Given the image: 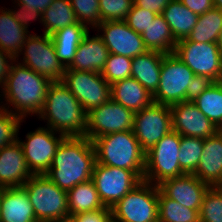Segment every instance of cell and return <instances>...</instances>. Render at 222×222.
I'll list each match as a JSON object with an SVG mask.
<instances>
[{
  "instance_id": "277c9868",
  "label": "cell",
  "mask_w": 222,
  "mask_h": 222,
  "mask_svg": "<svg viewBox=\"0 0 222 222\" xmlns=\"http://www.w3.org/2000/svg\"><path fill=\"white\" fill-rule=\"evenodd\" d=\"M96 162L128 170H145V155L132 130L114 132L92 140Z\"/></svg>"
},
{
  "instance_id": "44dd1931",
  "label": "cell",
  "mask_w": 222,
  "mask_h": 222,
  "mask_svg": "<svg viewBox=\"0 0 222 222\" xmlns=\"http://www.w3.org/2000/svg\"><path fill=\"white\" fill-rule=\"evenodd\" d=\"M89 33L90 31L83 37L72 63L66 69L98 73L103 70L109 50L98 33L92 37Z\"/></svg>"
},
{
  "instance_id": "b9f144b4",
  "label": "cell",
  "mask_w": 222,
  "mask_h": 222,
  "mask_svg": "<svg viewBox=\"0 0 222 222\" xmlns=\"http://www.w3.org/2000/svg\"><path fill=\"white\" fill-rule=\"evenodd\" d=\"M214 83L215 81L209 76L195 75L187 87L186 102H194L203 91Z\"/></svg>"
},
{
  "instance_id": "484cf974",
  "label": "cell",
  "mask_w": 222,
  "mask_h": 222,
  "mask_svg": "<svg viewBox=\"0 0 222 222\" xmlns=\"http://www.w3.org/2000/svg\"><path fill=\"white\" fill-rule=\"evenodd\" d=\"M89 30L86 25L77 22L51 35L56 55L65 68L72 63L80 42Z\"/></svg>"
},
{
  "instance_id": "1f68e13d",
  "label": "cell",
  "mask_w": 222,
  "mask_h": 222,
  "mask_svg": "<svg viewBox=\"0 0 222 222\" xmlns=\"http://www.w3.org/2000/svg\"><path fill=\"white\" fill-rule=\"evenodd\" d=\"M219 129L222 125V81L215 82L193 102Z\"/></svg>"
},
{
  "instance_id": "4316f807",
  "label": "cell",
  "mask_w": 222,
  "mask_h": 222,
  "mask_svg": "<svg viewBox=\"0 0 222 222\" xmlns=\"http://www.w3.org/2000/svg\"><path fill=\"white\" fill-rule=\"evenodd\" d=\"M162 15L177 42L188 37L199 16L185 7L180 0H172L165 7Z\"/></svg>"
},
{
  "instance_id": "74e56055",
  "label": "cell",
  "mask_w": 222,
  "mask_h": 222,
  "mask_svg": "<svg viewBox=\"0 0 222 222\" xmlns=\"http://www.w3.org/2000/svg\"><path fill=\"white\" fill-rule=\"evenodd\" d=\"M79 23L95 29L100 23L99 0H70Z\"/></svg>"
},
{
  "instance_id": "f6af8a7d",
  "label": "cell",
  "mask_w": 222,
  "mask_h": 222,
  "mask_svg": "<svg viewBox=\"0 0 222 222\" xmlns=\"http://www.w3.org/2000/svg\"><path fill=\"white\" fill-rule=\"evenodd\" d=\"M192 12L201 15L214 7V0H180Z\"/></svg>"
},
{
  "instance_id": "836d02e7",
  "label": "cell",
  "mask_w": 222,
  "mask_h": 222,
  "mask_svg": "<svg viewBox=\"0 0 222 222\" xmlns=\"http://www.w3.org/2000/svg\"><path fill=\"white\" fill-rule=\"evenodd\" d=\"M203 142L202 138L181 136L179 166L186 174H193L196 171L203 154Z\"/></svg>"
},
{
  "instance_id": "681fc988",
  "label": "cell",
  "mask_w": 222,
  "mask_h": 222,
  "mask_svg": "<svg viewBox=\"0 0 222 222\" xmlns=\"http://www.w3.org/2000/svg\"><path fill=\"white\" fill-rule=\"evenodd\" d=\"M217 45L219 46V49L222 52V29L220 30V34H219V37H218Z\"/></svg>"
},
{
  "instance_id": "816d5d0a",
  "label": "cell",
  "mask_w": 222,
  "mask_h": 222,
  "mask_svg": "<svg viewBox=\"0 0 222 222\" xmlns=\"http://www.w3.org/2000/svg\"><path fill=\"white\" fill-rule=\"evenodd\" d=\"M2 190H3V187H0V202H1Z\"/></svg>"
},
{
  "instance_id": "d590c367",
  "label": "cell",
  "mask_w": 222,
  "mask_h": 222,
  "mask_svg": "<svg viewBox=\"0 0 222 222\" xmlns=\"http://www.w3.org/2000/svg\"><path fill=\"white\" fill-rule=\"evenodd\" d=\"M132 58L109 53L105 66L101 71L103 78L112 85L113 83L131 77Z\"/></svg>"
},
{
  "instance_id": "cb8c5ba5",
  "label": "cell",
  "mask_w": 222,
  "mask_h": 222,
  "mask_svg": "<svg viewBox=\"0 0 222 222\" xmlns=\"http://www.w3.org/2000/svg\"><path fill=\"white\" fill-rule=\"evenodd\" d=\"M165 53L147 50L132 59L131 77L153 94L159 85L160 70Z\"/></svg>"
},
{
  "instance_id": "9a60e30c",
  "label": "cell",
  "mask_w": 222,
  "mask_h": 222,
  "mask_svg": "<svg viewBox=\"0 0 222 222\" xmlns=\"http://www.w3.org/2000/svg\"><path fill=\"white\" fill-rule=\"evenodd\" d=\"M135 113L112 98L87 113L85 136L91 141L103 135L133 130Z\"/></svg>"
},
{
  "instance_id": "c3c4849f",
  "label": "cell",
  "mask_w": 222,
  "mask_h": 222,
  "mask_svg": "<svg viewBox=\"0 0 222 222\" xmlns=\"http://www.w3.org/2000/svg\"><path fill=\"white\" fill-rule=\"evenodd\" d=\"M45 222H77L73 215H67L57 219L45 221Z\"/></svg>"
},
{
  "instance_id": "8992f818",
  "label": "cell",
  "mask_w": 222,
  "mask_h": 222,
  "mask_svg": "<svg viewBox=\"0 0 222 222\" xmlns=\"http://www.w3.org/2000/svg\"><path fill=\"white\" fill-rule=\"evenodd\" d=\"M180 142L181 136L172 130L146 152L144 181L158 186L186 174L179 166Z\"/></svg>"
},
{
  "instance_id": "ac0fdd59",
  "label": "cell",
  "mask_w": 222,
  "mask_h": 222,
  "mask_svg": "<svg viewBox=\"0 0 222 222\" xmlns=\"http://www.w3.org/2000/svg\"><path fill=\"white\" fill-rule=\"evenodd\" d=\"M158 187L166 197L175 200L182 206L200 210L203 197L210 186L194 174H184L164 180Z\"/></svg>"
},
{
  "instance_id": "bcb514c9",
  "label": "cell",
  "mask_w": 222,
  "mask_h": 222,
  "mask_svg": "<svg viewBox=\"0 0 222 222\" xmlns=\"http://www.w3.org/2000/svg\"><path fill=\"white\" fill-rule=\"evenodd\" d=\"M15 59L10 55L7 54L5 51L0 49V89L6 82V78L8 77L9 70L11 67V63Z\"/></svg>"
},
{
  "instance_id": "52a82bcc",
  "label": "cell",
  "mask_w": 222,
  "mask_h": 222,
  "mask_svg": "<svg viewBox=\"0 0 222 222\" xmlns=\"http://www.w3.org/2000/svg\"><path fill=\"white\" fill-rule=\"evenodd\" d=\"M158 186L142 181L112 207L113 222H158Z\"/></svg>"
},
{
  "instance_id": "7dc6e473",
  "label": "cell",
  "mask_w": 222,
  "mask_h": 222,
  "mask_svg": "<svg viewBox=\"0 0 222 222\" xmlns=\"http://www.w3.org/2000/svg\"><path fill=\"white\" fill-rule=\"evenodd\" d=\"M17 4H23L27 8L39 11L41 14L50 6L54 0H12Z\"/></svg>"
},
{
  "instance_id": "603a6c76",
  "label": "cell",
  "mask_w": 222,
  "mask_h": 222,
  "mask_svg": "<svg viewBox=\"0 0 222 222\" xmlns=\"http://www.w3.org/2000/svg\"><path fill=\"white\" fill-rule=\"evenodd\" d=\"M111 98L134 113L153 103V95L133 77L113 83Z\"/></svg>"
},
{
  "instance_id": "8d00e7d4",
  "label": "cell",
  "mask_w": 222,
  "mask_h": 222,
  "mask_svg": "<svg viewBox=\"0 0 222 222\" xmlns=\"http://www.w3.org/2000/svg\"><path fill=\"white\" fill-rule=\"evenodd\" d=\"M24 119L0 107V149L18 140Z\"/></svg>"
},
{
  "instance_id": "2e32d148",
  "label": "cell",
  "mask_w": 222,
  "mask_h": 222,
  "mask_svg": "<svg viewBox=\"0 0 222 222\" xmlns=\"http://www.w3.org/2000/svg\"><path fill=\"white\" fill-rule=\"evenodd\" d=\"M96 30L109 53L133 59L148 50L141 34L136 33L125 21H104L95 28Z\"/></svg>"
},
{
  "instance_id": "30bf717a",
  "label": "cell",
  "mask_w": 222,
  "mask_h": 222,
  "mask_svg": "<svg viewBox=\"0 0 222 222\" xmlns=\"http://www.w3.org/2000/svg\"><path fill=\"white\" fill-rule=\"evenodd\" d=\"M194 76V72L175 53L165 54L159 85L152 94L153 102L167 106L186 102L187 87Z\"/></svg>"
},
{
  "instance_id": "3957f363",
  "label": "cell",
  "mask_w": 222,
  "mask_h": 222,
  "mask_svg": "<svg viewBox=\"0 0 222 222\" xmlns=\"http://www.w3.org/2000/svg\"><path fill=\"white\" fill-rule=\"evenodd\" d=\"M37 118L44 120L46 127L66 137L85 136L87 112L61 81L49 85Z\"/></svg>"
},
{
  "instance_id": "60d3db41",
  "label": "cell",
  "mask_w": 222,
  "mask_h": 222,
  "mask_svg": "<svg viewBox=\"0 0 222 222\" xmlns=\"http://www.w3.org/2000/svg\"><path fill=\"white\" fill-rule=\"evenodd\" d=\"M16 4L14 5V9H10V12L12 14V16L23 26V28H25L28 32L29 31V22L30 21H35L38 19V21H40V23H42V14L39 11H35L32 9L27 8L25 5L23 4H17V3H13ZM17 8V9H16Z\"/></svg>"
},
{
  "instance_id": "f1b7e54d",
  "label": "cell",
  "mask_w": 222,
  "mask_h": 222,
  "mask_svg": "<svg viewBox=\"0 0 222 222\" xmlns=\"http://www.w3.org/2000/svg\"><path fill=\"white\" fill-rule=\"evenodd\" d=\"M67 199L69 215H77L105 207L92 179L74 186L67 192Z\"/></svg>"
},
{
  "instance_id": "6da1fadb",
  "label": "cell",
  "mask_w": 222,
  "mask_h": 222,
  "mask_svg": "<svg viewBox=\"0 0 222 222\" xmlns=\"http://www.w3.org/2000/svg\"><path fill=\"white\" fill-rule=\"evenodd\" d=\"M51 83L49 79L15 59L11 63L6 82L0 89V93H2L0 94V107L24 120L28 115L37 117L42 110ZM2 100H5L6 103Z\"/></svg>"
},
{
  "instance_id": "e575fe53",
  "label": "cell",
  "mask_w": 222,
  "mask_h": 222,
  "mask_svg": "<svg viewBox=\"0 0 222 222\" xmlns=\"http://www.w3.org/2000/svg\"><path fill=\"white\" fill-rule=\"evenodd\" d=\"M200 222H222V188L209 187L199 210Z\"/></svg>"
},
{
  "instance_id": "ee69618b",
  "label": "cell",
  "mask_w": 222,
  "mask_h": 222,
  "mask_svg": "<svg viewBox=\"0 0 222 222\" xmlns=\"http://www.w3.org/2000/svg\"><path fill=\"white\" fill-rule=\"evenodd\" d=\"M134 5L145 10H149L151 12H155L156 14H162L165 7L172 0H133Z\"/></svg>"
},
{
  "instance_id": "5bb4252c",
  "label": "cell",
  "mask_w": 222,
  "mask_h": 222,
  "mask_svg": "<svg viewBox=\"0 0 222 222\" xmlns=\"http://www.w3.org/2000/svg\"><path fill=\"white\" fill-rule=\"evenodd\" d=\"M133 133L141 149L146 153L163 136L172 131V113L170 106L152 103L150 106L135 112Z\"/></svg>"
},
{
  "instance_id": "d6986e66",
  "label": "cell",
  "mask_w": 222,
  "mask_h": 222,
  "mask_svg": "<svg viewBox=\"0 0 222 222\" xmlns=\"http://www.w3.org/2000/svg\"><path fill=\"white\" fill-rule=\"evenodd\" d=\"M32 175L18 140L0 149V187H22Z\"/></svg>"
},
{
  "instance_id": "e0dca14e",
  "label": "cell",
  "mask_w": 222,
  "mask_h": 222,
  "mask_svg": "<svg viewBox=\"0 0 222 222\" xmlns=\"http://www.w3.org/2000/svg\"><path fill=\"white\" fill-rule=\"evenodd\" d=\"M170 108L172 130L180 136L206 139L219 131L193 102H180Z\"/></svg>"
},
{
  "instance_id": "4fadbf2b",
  "label": "cell",
  "mask_w": 222,
  "mask_h": 222,
  "mask_svg": "<svg viewBox=\"0 0 222 222\" xmlns=\"http://www.w3.org/2000/svg\"><path fill=\"white\" fill-rule=\"evenodd\" d=\"M174 53L195 75L222 81V52L217 43H198L185 38L177 42Z\"/></svg>"
},
{
  "instance_id": "7402d4cb",
  "label": "cell",
  "mask_w": 222,
  "mask_h": 222,
  "mask_svg": "<svg viewBox=\"0 0 222 222\" xmlns=\"http://www.w3.org/2000/svg\"><path fill=\"white\" fill-rule=\"evenodd\" d=\"M0 222H38L28 193L23 187L3 188Z\"/></svg>"
},
{
  "instance_id": "8fae6325",
  "label": "cell",
  "mask_w": 222,
  "mask_h": 222,
  "mask_svg": "<svg viewBox=\"0 0 222 222\" xmlns=\"http://www.w3.org/2000/svg\"><path fill=\"white\" fill-rule=\"evenodd\" d=\"M25 136L24 141L18 137V142L30 172L33 175L45 174L51 166L57 148L66 136L46 126H39Z\"/></svg>"
},
{
  "instance_id": "ffe728a7",
  "label": "cell",
  "mask_w": 222,
  "mask_h": 222,
  "mask_svg": "<svg viewBox=\"0 0 222 222\" xmlns=\"http://www.w3.org/2000/svg\"><path fill=\"white\" fill-rule=\"evenodd\" d=\"M210 187L222 185V133L204 139L203 154L193 173Z\"/></svg>"
},
{
  "instance_id": "ba28073f",
  "label": "cell",
  "mask_w": 222,
  "mask_h": 222,
  "mask_svg": "<svg viewBox=\"0 0 222 222\" xmlns=\"http://www.w3.org/2000/svg\"><path fill=\"white\" fill-rule=\"evenodd\" d=\"M16 60L51 82L62 81L66 69L56 55L51 35L45 33H30Z\"/></svg>"
},
{
  "instance_id": "7bdbcfd3",
  "label": "cell",
  "mask_w": 222,
  "mask_h": 222,
  "mask_svg": "<svg viewBox=\"0 0 222 222\" xmlns=\"http://www.w3.org/2000/svg\"><path fill=\"white\" fill-rule=\"evenodd\" d=\"M73 216L77 222H113L112 208L108 207Z\"/></svg>"
},
{
  "instance_id": "f907efd6",
  "label": "cell",
  "mask_w": 222,
  "mask_h": 222,
  "mask_svg": "<svg viewBox=\"0 0 222 222\" xmlns=\"http://www.w3.org/2000/svg\"><path fill=\"white\" fill-rule=\"evenodd\" d=\"M214 7L222 10V0H214Z\"/></svg>"
},
{
  "instance_id": "d6a6232c",
  "label": "cell",
  "mask_w": 222,
  "mask_h": 222,
  "mask_svg": "<svg viewBox=\"0 0 222 222\" xmlns=\"http://www.w3.org/2000/svg\"><path fill=\"white\" fill-rule=\"evenodd\" d=\"M158 222H200L199 210L189 209L166 197L158 187Z\"/></svg>"
},
{
  "instance_id": "ab89813d",
  "label": "cell",
  "mask_w": 222,
  "mask_h": 222,
  "mask_svg": "<svg viewBox=\"0 0 222 222\" xmlns=\"http://www.w3.org/2000/svg\"><path fill=\"white\" fill-rule=\"evenodd\" d=\"M156 16L157 14L155 12H151L133 5L130 12L126 16L125 22L136 33L142 34Z\"/></svg>"
},
{
  "instance_id": "7a4b0ae2",
  "label": "cell",
  "mask_w": 222,
  "mask_h": 222,
  "mask_svg": "<svg viewBox=\"0 0 222 222\" xmlns=\"http://www.w3.org/2000/svg\"><path fill=\"white\" fill-rule=\"evenodd\" d=\"M96 163L92 141L86 136L65 137L45 175L62 190L91 180Z\"/></svg>"
},
{
  "instance_id": "7c38bea8",
  "label": "cell",
  "mask_w": 222,
  "mask_h": 222,
  "mask_svg": "<svg viewBox=\"0 0 222 222\" xmlns=\"http://www.w3.org/2000/svg\"><path fill=\"white\" fill-rule=\"evenodd\" d=\"M88 113L111 99V85L101 73L65 69L61 81Z\"/></svg>"
},
{
  "instance_id": "9c48e42d",
  "label": "cell",
  "mask_w": 222,
  "mask_h": 222,
  "mask_svg": "<svg viewBox=\"0 0 222 222\" xmlns=\"http://www.w3.org/2000/svg\"><path fill=\"white\" fill-rule=\"evenodd\" d=\"M143 177L144 170L122 169L96 162L91 179L103 205L112 208L141 183Z\"/></svg>"
},
{
  "instance_id": "5b68a950",
  "label": "cell",
  "mask_w": 222,
  "mask_h": 222,
  "mask_svg": "<svg viewBox=\"0 0 222 222\" xmlns=\"http://www.w3.org/2000/svg\"><path fill=\"white\" fill-rule=\"evenodd\" d=\"M22 187L28 193L38 222L69 215L67 192L45 174L32 175Z\"/></svg>"
},
{
  "instance_id": "d4e9b609",
  "label": "cell",
  "mask_w": 222,
  "mask_h": 222,
  "mask_svg": "<svg viewBox=\"0 0 222 222\" xmlns=\"http://www.w3.org/2000/svg\"><path fill=\"white\" fill-rule=\"evenodd\" d=\"M29 34L30 32L12 16L9 8L0 7V49L2 51L16 59Z\"/></svg>"
},
{
  "instance_id": "f5cc1de1",
  "label": "cell",
  "mask_w": 222,
  "mask_h": 222,
  "mask_svg": "<svg viewBox=\"0 0 222 222\" xmlns=\"http://www.w3.org/2000/svg\"><path fill=\"white\" fill-rule=\"evenodd\" d=\"M219 132H221V133H222V125H221V127L219 128Z\"/></svg>"
},
{
  "instance_id": "f35d334b",
  "label": "cell",
  "mask_w": 222,
  "mask_h": 222,
  "mask_svg": "<svg viewBox=\"0 0 222 222\" xmlns=\"http://www.w3.org/2000/svg\"><path fill=\"white\" fill-rule=\"evenodd\" d=\"M133 5V0H99L101 22L125 21Z\"/></svg>"
},
{
  "instance_id": "83f0119b",
  "label": "cell",
  "mask_w": 222,
  "mask_h": 222,
  "mask_svg": "<svg viewBox=\"0 0 222 222\" xmlns=\"http://www.w3.org/2000/svg\"><path fill=\"white\" fill-rule=\"evenodd\" d=\"M141 36L148 50L159 51L165 54L175 52L177 41L162 14H157Z\"/></svg>"
},
{
  "instance_id": "4dcf8cb0",
  "label": "cell",
  "mask_w": 222,
  "mask_h": 222,
  "mask_svg": "<svg viewBox=\"0 0 222 222\" xmlns=\"http://www.w3.org/2000/svg\"><path fill=\"white\" fill-rule=\"evenodd\" d=\"M222 29V10L213 7L198 16L197 23L186 38L198 43H217Z\"/></svg>"
},
{
  "instance_id": "f546056e",
  "label": "cell",
  "mask_w": 222,
  "mask_h": 222,
  "mask_svg": "<svg viewBox=\"0 0 222 222\" xmlns=\"http://www.w3.org/2000/svg\"><path fill=\"white\" fill-rule=\"evenodd\" d=\"M78 19L70 0H54L42 13L43 33L52 35L57 30L76 24Z\"/></svg>"
}]
</instances>
